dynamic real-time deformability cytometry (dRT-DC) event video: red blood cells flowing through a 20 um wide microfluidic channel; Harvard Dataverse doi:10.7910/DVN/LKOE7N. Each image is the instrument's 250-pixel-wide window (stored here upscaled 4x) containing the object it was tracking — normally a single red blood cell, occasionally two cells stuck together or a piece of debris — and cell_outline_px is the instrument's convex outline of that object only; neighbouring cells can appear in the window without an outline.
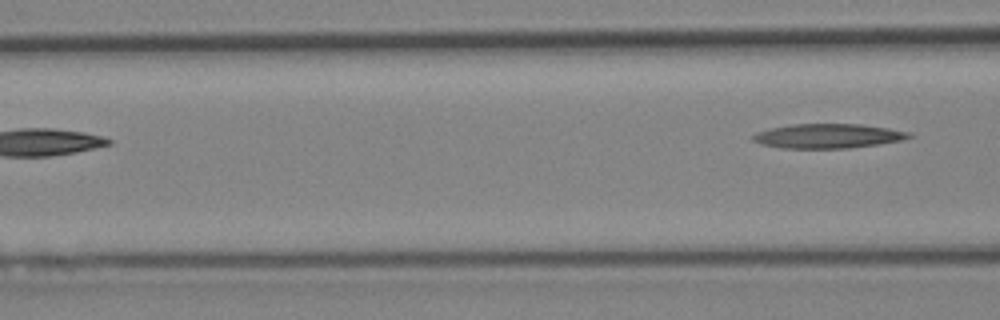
{"species": "Egyptian fruit bat (a non-hibernating species)", "species_latin": "Rousettus aegyptiacus", "temperature_condition": "cold", "stored_images_in_passage": 4, "camera_frame_rate_fps": 3000, "um_per_image_px": 0.085, "animal": {"sex": "female"}, "frame": {"image": 1, "passage_image": 4, "time_ms": 4.333, "image_size_px": [1000, 320], "cell_outline_px": [[912, 136], [904, 140], [880, 144], [848, 148], [780, 148], [760, 144], [752, 140], [752, 136], [756, 132], [772, 128], [792, 124], [860, 124], [888, 128], [912, 132]], "centroid_in_image_um": [70.4, 11.56], "position_along_channel_um": 96.2, "area_um2": 22.31}}